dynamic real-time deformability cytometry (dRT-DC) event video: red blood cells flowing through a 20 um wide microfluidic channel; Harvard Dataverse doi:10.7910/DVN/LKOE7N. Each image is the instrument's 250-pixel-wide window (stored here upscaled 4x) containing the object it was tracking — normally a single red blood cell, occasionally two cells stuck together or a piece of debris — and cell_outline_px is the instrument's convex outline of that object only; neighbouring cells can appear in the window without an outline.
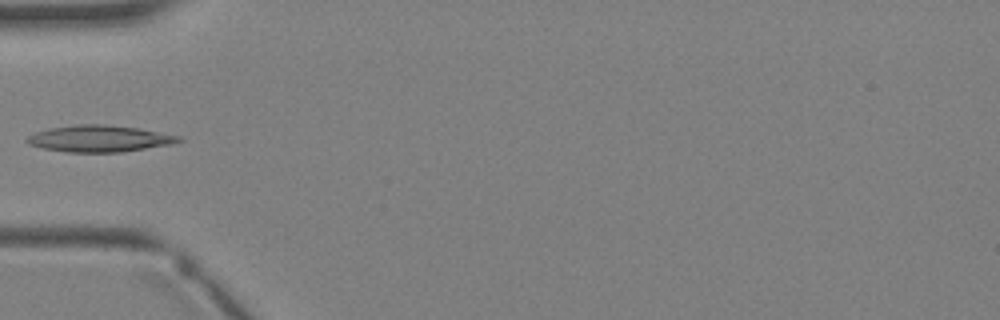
{"species": "Egyptian fruit bat (a non-hibernating species)", "species_latin": "Rousettus aegyptiacus", "temperature_condition": "warm", "stored_images_in_passage": 2, "camera_frame_rate_fps": 3000, "um_per_image_px": 0.085, "animal": {"sex": "female"}, "frame": {"image": 1, "passage_image": 2, "time_ms": 2.0, "image_size_px": [1000, 320], "cell_outline_px": [[184, 140], [172, 144], [120, 152], [68, 152], [44, 148], [28, 144], [24, 140], [28, 136], [36, 132], [48, 128], [76, 124], [104, 124], [136, 128], [180, 136]], "centroid_in_image_um": [8.42, 11.78], "position_along_channel_um": 76.6, "area_um2": 23.35}}